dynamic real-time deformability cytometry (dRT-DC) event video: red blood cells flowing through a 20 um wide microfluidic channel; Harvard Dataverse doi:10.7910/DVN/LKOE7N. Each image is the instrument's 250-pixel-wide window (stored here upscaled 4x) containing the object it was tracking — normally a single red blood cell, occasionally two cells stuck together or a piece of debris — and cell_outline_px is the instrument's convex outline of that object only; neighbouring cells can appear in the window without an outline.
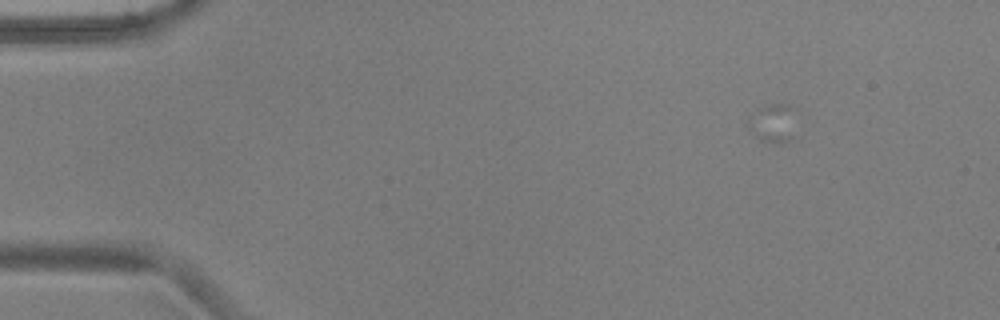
{"species": "common noctule bat (a hibernating species)", "species_latin": "Nyctalus noctula", "temperature_condition": "warm", "stored_images_in_passage": 1, "camera_frame_rate_fps": 3000, "um_per_image_px": 0.085, "animal": {"sex": "male", "body_mass_g": 17.9, "forearm_length_mm": 54.2}, "frame": {"image": 1, "passage_image": 1, "time_ms": 0.0, "image_size_px": [1000, 320], "cell_outline_px": [[796, 108], [792, 140], [784, 144], [760, 140], [748, 132], [748, 116], [756, 108], [768, 104], [788, 104]], "centroid_in_image_um": [65.69, 10.45], "position_along_channel_um": 19.3, "area_um2": 11.39}}